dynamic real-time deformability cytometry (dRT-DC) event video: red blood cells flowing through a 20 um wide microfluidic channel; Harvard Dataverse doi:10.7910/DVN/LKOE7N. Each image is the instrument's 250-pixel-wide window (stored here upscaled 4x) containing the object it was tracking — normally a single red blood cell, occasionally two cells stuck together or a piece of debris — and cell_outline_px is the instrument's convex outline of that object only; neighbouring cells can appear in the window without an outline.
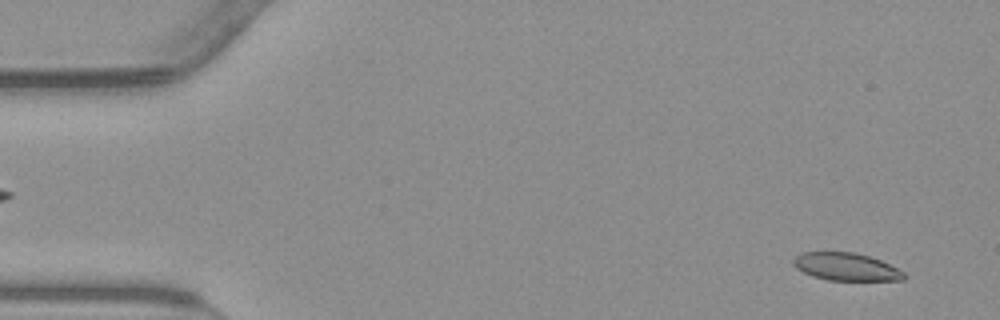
{"species": "common noctule bat (a hibernating species)", "species_latin": "Nyctalus noctula", "temperature_condition": "warm", "stored_images_in_passage": 17, "camera_frame_rate_fps": 3000, "um_per_image_px": 0.085, "animal": {"sex": "male", "body_mass_g": 23.1, "forearm_length_mm": 52.7}, "frame": {"image": 1, "passage_image": 3, "time_ms": 0.667, "image_size_px": [1000, 320], "cell_outline_px": [[904, 280], [828, 280], [812, 276], [796, 268], [792, 264], [792, 260], [796, 256], [804, 252], [852, 252], [868, 256], [880, 260], [904, 272]], "centroid_in_image_um": [71.88, 22.67], "position_along_channel_um": 13.1, "area_um2": 17.63}}
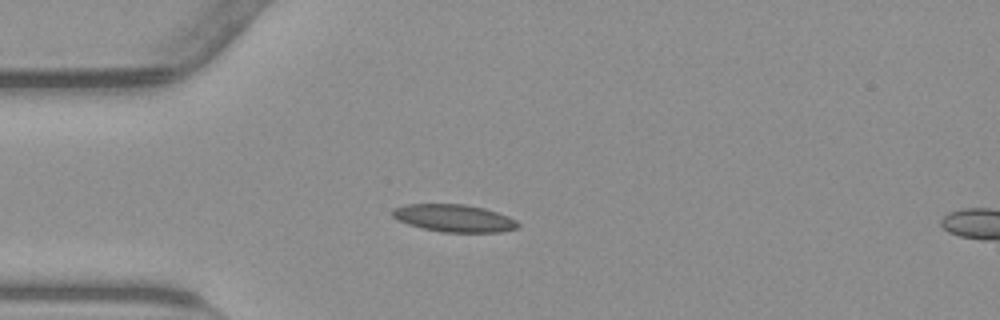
{"frame": {"image": 2, "passage_image": 14, "time_ms": 4.333, "image_size_px": [1000, 320], "cell_outline_px": [[520, 224], [516, 228], [500, 232], [440, 232], [408, 224], [392, 216], [392, 208], [408, 204], [464, 204], [484, 208], [508, 216], [516, 220]], "centroid_in_image_um": [38.6, 18.54], "position_along_channel_um": 46.4, "area_um2": 19.94}}